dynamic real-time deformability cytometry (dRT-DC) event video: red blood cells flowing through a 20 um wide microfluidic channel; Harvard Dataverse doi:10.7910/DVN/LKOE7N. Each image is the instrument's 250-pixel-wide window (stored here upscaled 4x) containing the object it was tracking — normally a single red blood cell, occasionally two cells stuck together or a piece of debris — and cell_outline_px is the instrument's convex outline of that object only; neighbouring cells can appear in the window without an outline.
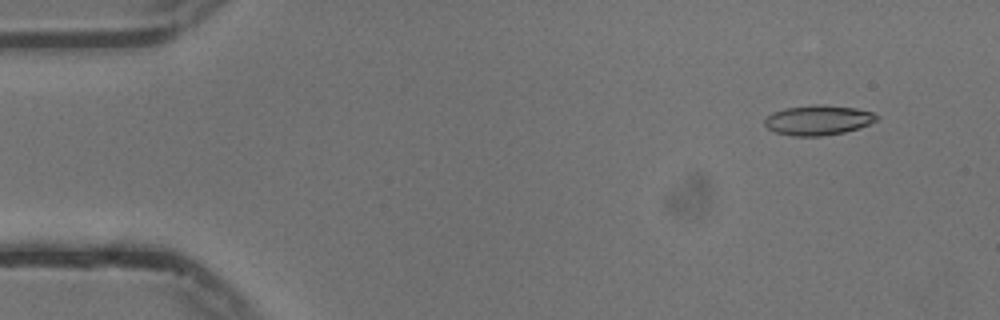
{"species": "common noctule bat (a hibernating species)", "species_latin": "Nyctalus noctula", "temperature_condition": "cold", "stored_images_in_passage": 55, "camera_frame_rate_fps": 3000, "um_per_image_px": 0.085, "animal": {"sex": "male", "body_mass_g": 13.3}, "frame": {"image": 1, "passage_image": 5, "time_ms": 1.333, "image_size_px": [1000, 320], "cell_outline_px": [[880, 116], [876, 120], [868, 124], [844, 132], [820, 136], [792, 136], [776, 132], [768, 128], [764, 124], [764, 120], [772, 112], [784, 108], [816, 104], [820, 104], [856, 108], [872, 112]], "centroid_in_image_um": [69.52, 10.2], "position_along_channel_um": 15.5, "area_um2": 19.42}}
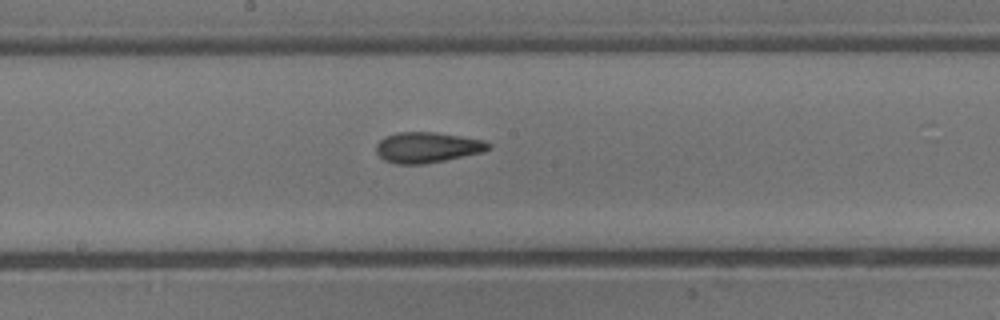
{"frame": {"image": 2, "passage_image": 29, "time_ms": 9.333, "image_size_px": [1000, 320], "cell_outline_px": [[492, 144], [484, 152], [424, 164], [396, 164], [384, 160], [376, 152], [376, 144], [384, 136], [396, 132], [436, 132], [484, 140]], "centroid_in_image_um": [36.3, 12.52], "position_along_channel_um": 211.9, "area_um2": 20.06}}
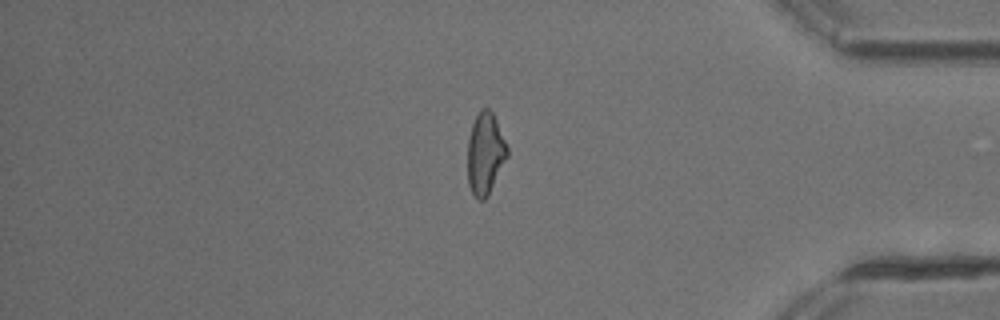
{"frame": {"image": 3, "passage_image": 46, "time_ms": 15.0, "image_size_px": [1000, 320], "cell_outline_px": [[508, 156], [488, 196], [484, 200], [476, 200], [468, 184], [468, 140], [472, 124], [480, 108], [488, 108], [492, 112], [496, 120], [508, 148]], "centroid_in_image_um": [41.24, 13.07], "position_along_channel_um": 394.0, "area_um2": 18.9}, "authors_computed_cell_mechanics": {"area_um2": 19.4208, "velocity_mm_per_s": 3.7559, "shape_relaxation_time_tau1_ms": 6.7827, "shape_relaxation_time_tau2_ms": 2.134, "deformation_change_tau1": 0.1943, "deformation_change_tau2": 0.1047}}